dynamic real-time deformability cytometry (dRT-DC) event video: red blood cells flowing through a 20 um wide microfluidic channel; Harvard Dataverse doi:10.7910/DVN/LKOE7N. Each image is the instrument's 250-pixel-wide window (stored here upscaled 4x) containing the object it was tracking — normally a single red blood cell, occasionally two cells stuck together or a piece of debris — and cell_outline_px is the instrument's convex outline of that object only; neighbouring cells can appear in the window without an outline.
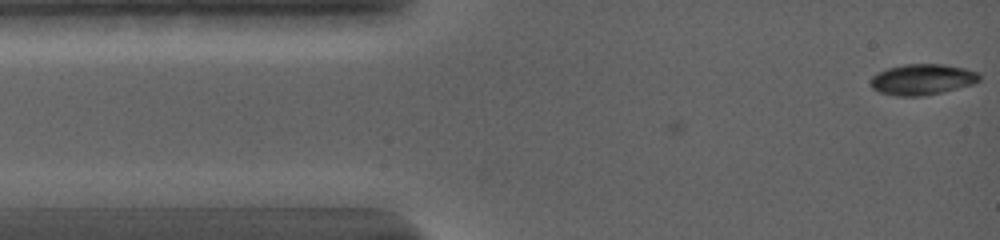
{"species": "common noctule bat (a hibernating species)", "species_latin": "Nyctalus noctula", "temperature_condition": "warm", "stored_images_in_passage": 41, "camera_frame_rate_fps": 5000, "um_per_image_px": 0.085, "animal": {"sex": "female", "body_mass_g": 19.0, "forearm_length_mm": 56.7}, "frame": {"image": 1, "passage_image": 1, "time_ms": 0.0, "image_size_px": [1000, 240], "cell_outline_px": [[980, 80], [972, 84], [924, 96], [896, 96], [880, 92], [872, 88], [872, 76], [888, 68], [904, 64], [944, 64], [964, 68], [976, 72], [980, 76]], "centroid_in_image_um": [78.39, 6.75], "position_along_channel_um": 6.6, "area_um2": 19.25}}
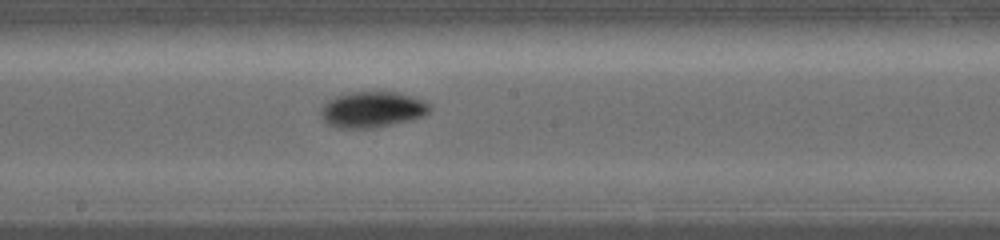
{"frame": {"image": 2, "passage_image": 18, "time_ms": 7.6, "image_size_px": [1000, 240], "cell_outline_px": [[432, 108], [428, 112], [420, 116], [408, 120], [372, 128], [336, 128], [328, 124], [324, 120], [320, 112], [320, 108], [328, 100], [336, 96], [348, 92], [396, 92], [412, 96], [428, 104]], "centroid_in_image_um": [31.58, 9.3], "position_along_channel_um": 216.6, "area_um2": 22.48}}
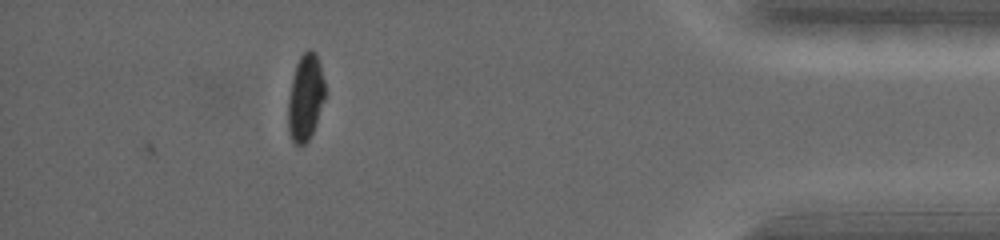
{"frame": {"image": 3, "passage_image": 30, "time_ms": 14.2, "image_size_px": [1000, 240], "cell_outline_px": [[324, 100], [316, 124], [308, 140], [304, 144], [296, 144], [292, 140], [288, 128], [288, 96], [296, 64], [300, 56], [308, 48], [312, 48], [316, 52], [320, 64], [324, 80]], "centroid_in_image_um": [25.96, 8.24], "position_along_channel_um": 409.2, "area_um2": 18.55}, "authors_computed_cell_mechanics": {"area_um2": 19.5364, "velocity_mm_per_s": 3.7211, "shape_relaxation_time_tau1_ms": 2.4312, "shape_relaxation_time_tau2_ms": null, "deformation_change_tau1": 0.154, "deformation_change_tau2": null}}